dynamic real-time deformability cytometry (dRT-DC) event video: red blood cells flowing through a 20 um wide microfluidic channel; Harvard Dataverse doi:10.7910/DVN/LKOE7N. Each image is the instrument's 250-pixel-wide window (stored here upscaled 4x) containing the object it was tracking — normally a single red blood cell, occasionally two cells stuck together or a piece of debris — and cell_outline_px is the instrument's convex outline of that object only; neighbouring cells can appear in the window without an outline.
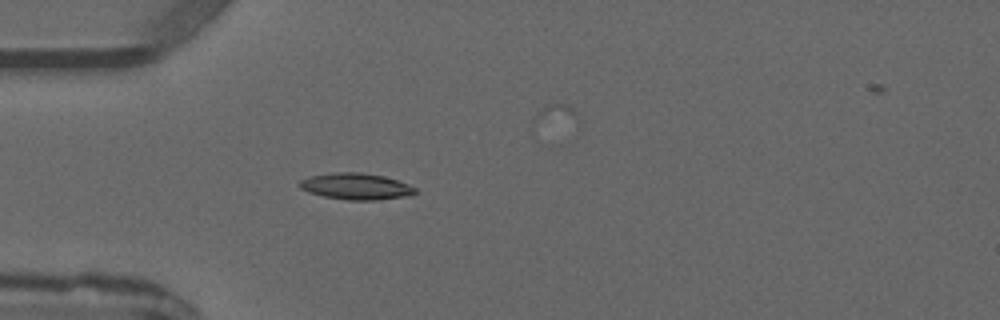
{"species": "common noctule bat (a hibernating species)", "species_latin": "Nyctalus noctula", "temperature_condition": "warm", "stored_images_in_passage": 4, "camera_frame_rate_fps": 3000, "um_per_image_px": 0.085, "animal": {"sex": "male", "forearm_length_mm": 52.5}, "frame": {"image": 1, "passage_image": 4, "time_ms": 3.333, "image_size_px": [1000, 320], "cell_outline_px": [[416, 192], [408, 196], [380, 200], [348, 200], [324, 196], [308, 192], [300, 188], [300, 180], [312, 176], [336, 172], [360, 172], [384, 176], [408, 184], [416, 188]], "centroid_in_image_um": [30.28, 15.85], "position_along_channel_um": 54.7, "area_um2": 17.69}}